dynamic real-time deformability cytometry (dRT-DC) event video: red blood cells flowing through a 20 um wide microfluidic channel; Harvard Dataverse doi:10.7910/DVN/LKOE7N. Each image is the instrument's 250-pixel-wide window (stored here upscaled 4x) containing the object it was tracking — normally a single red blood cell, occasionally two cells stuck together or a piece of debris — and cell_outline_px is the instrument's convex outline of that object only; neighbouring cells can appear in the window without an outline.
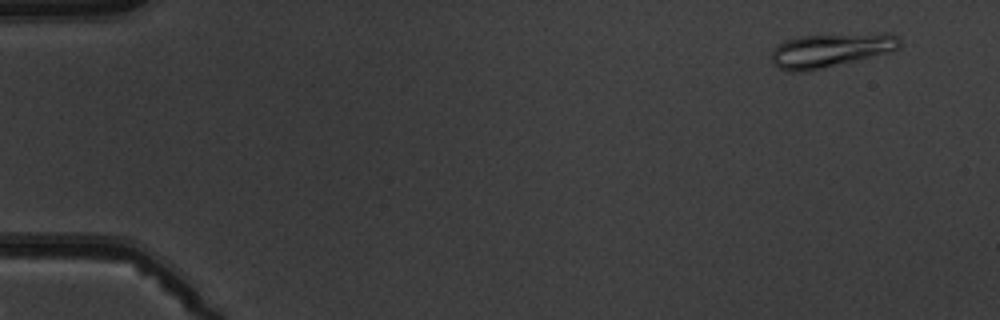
{"species": "common noctule bat (a hibernating species)", "species_latin": "Nyctalus noctula", "temperature_condition": "warm", "stored_images_in_passage": 8, "camera_frame_rate_fps": 3000, "um_per_image_px": 0.085, "animal": {"sex": "male", "body_mass_g": 19.5, "forearm_length_mm": 54.6}, "frame": {"image": 1, "passage_image": 1, "time_ms": 0.0, "image_size_px": [1000, 320], "cell_outline_px": [[900, 48], [856, 60], [808, 72], [788, 72], [780, 68], [772, 60], [772, 52], [784, 40], [800, 36], [884, 32], [888, 32], [896, 36], [900, 40]], "centroid_in_image_um": [70.61, 4.25], "position_along_channel_um": 14.4, "area_um2": 25.2}}
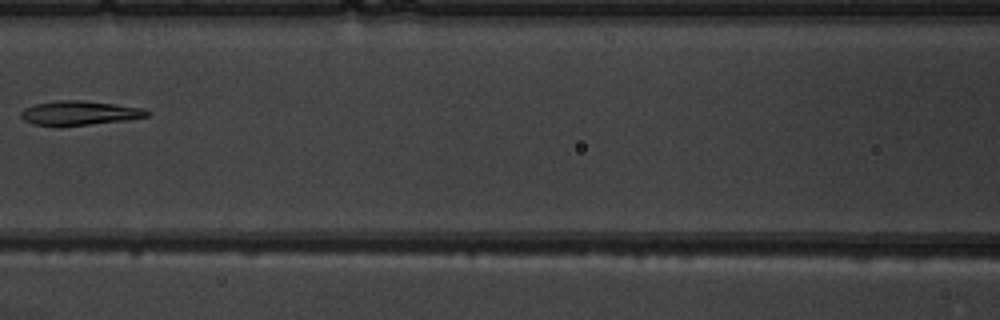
{"frame": {"image": 2, "passage_image": 7, "time_ms": 7.0, "image_size_px": [1000, 320], "cell_outline_px": [[152, 112], [148, 116], [128, 120], [60, 128], [56, 128], [32, 124], [24, 120], [20, 116], [20, 112], [24, 108], [36, 104], [56, 100], [80, 100], [112, 104], [140, 108]], "centroid_in_image_um": [6.68, 9.64], "position_along_channel_um": 159.9, "area_um2": 18.26}}
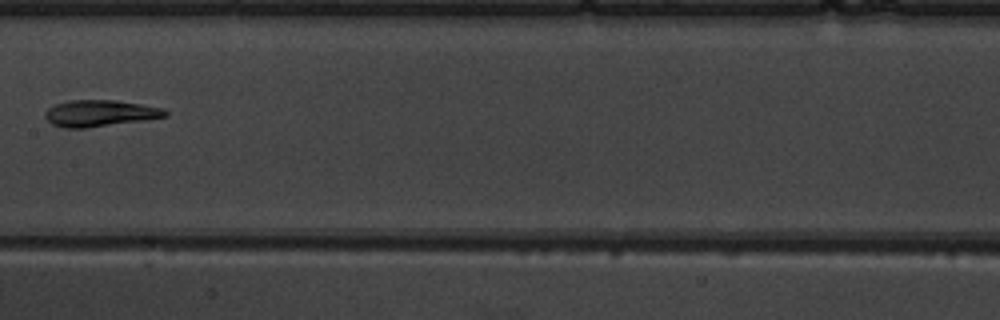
{"frame": {"image": 3, "passage_image": 8, "time_ms": 8.0, "image_size_px": [1000, 320], "cell_outline_px": [[168, 116], [148, 120], [84, 128], [64, 128], [52, 124], [44, 116], [44, 112], [48, 108], [56, 104], [72, 100], [112, 100], [140, 104], [164, 108], [168, 112]], "centroid_in_image_um": [8.51, 9.63], "position_along_channel_um": 198.9, "area_um2": 18.55}}